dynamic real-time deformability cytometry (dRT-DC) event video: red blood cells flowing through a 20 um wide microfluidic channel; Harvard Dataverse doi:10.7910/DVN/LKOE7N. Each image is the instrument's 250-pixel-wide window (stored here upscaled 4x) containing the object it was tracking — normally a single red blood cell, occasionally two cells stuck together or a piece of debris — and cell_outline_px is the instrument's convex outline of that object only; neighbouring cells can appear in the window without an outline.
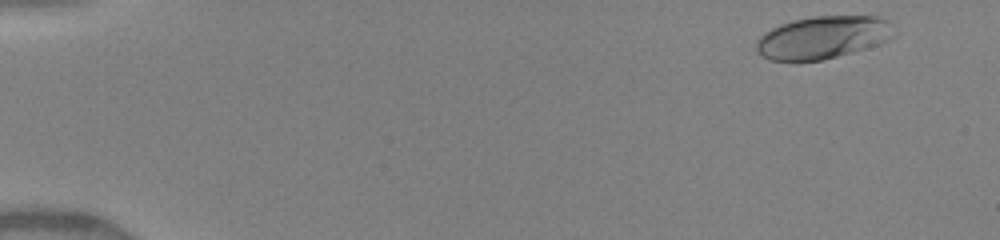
{"species": "human", "species_latin": "Homo sapiens", "temperature_condition": "warm", "stored_images_in_passage": 33, "camera_frame_rate_fps": 3000, "um_per_image_px": 0.085, "donor": {"sex": "female"}, "frame": {"image": 1, "passage_image": 3, "time_ms": 0.667, "image_size_px": [1000, 240], "cell_outline_px": [[900, 32], [896, 36], [880, 44], [824, 60], [796, 64], [768, 60], [760, 56], [756, 52], [756, 40], [764, 32], [780, 24], [792, 20], [812, 16], [880, 16], [888, 20]], "centroid_in_image_um": [69.94, 3.21], "position_along_channel_um": 15.1, "area_um2": 35.66}}
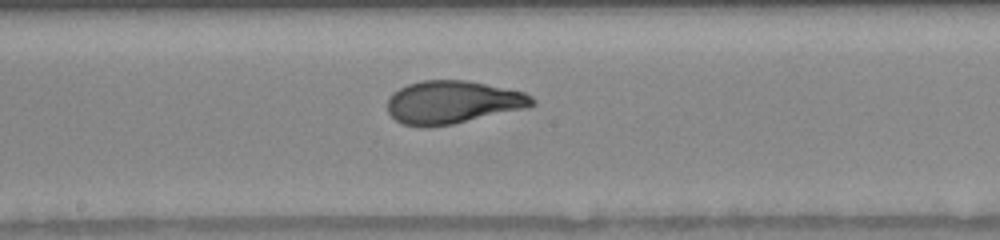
{"frame": {"image": 2, "passage_image": 19, "time_ms": 8.667, "image_size_px": [1000, 240], "cell_outline_px": [[536, 104], [528, 108], [452, 124], [428, 128], [420, 128], [404, 124], [396, 120], [388, 112], [388, 100], [392, 92], [408, 84], [420, 80], [464, 80], [524, 92], [532, 96], [536, 100]], "centroid_in_image_um": [38.47, 8.7], "position_along_channel_um": 209.7, "area_um2": 36.36}}
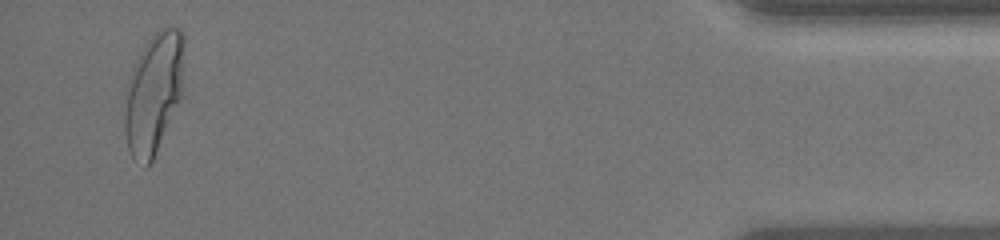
{"frame": {"image": 3, "passage_image": 32, "time_ms": 15.333, "image_size_px": [1000, 240], "cell_outline_px": [[184, 88], [180, 100], [156, 152], [148, 168], [144, 168], [132, 156], [128, 148], [124, 128], [124, 116], [128, 92], [136, 60], [140, 52], [148, 40], [160, 28], [168, 24], [180, 28], [184, 32]], "centroid_in_image_um": [13.12, 7.87], "position_along_channel_um": 422.1, "area_um2": 41.85}, "authors_computed_cell_mechanics": {"area_um2": 35.836, "velocity_mm_per_s": 4.1652, "shape_relaxation_time_tau1_ms": 4.0648, "shape_relaxation_time_tau2_ms": 0.6746, "deformation_change_tau1": 0.2054, "deformation_change_tau2": 0.067}}